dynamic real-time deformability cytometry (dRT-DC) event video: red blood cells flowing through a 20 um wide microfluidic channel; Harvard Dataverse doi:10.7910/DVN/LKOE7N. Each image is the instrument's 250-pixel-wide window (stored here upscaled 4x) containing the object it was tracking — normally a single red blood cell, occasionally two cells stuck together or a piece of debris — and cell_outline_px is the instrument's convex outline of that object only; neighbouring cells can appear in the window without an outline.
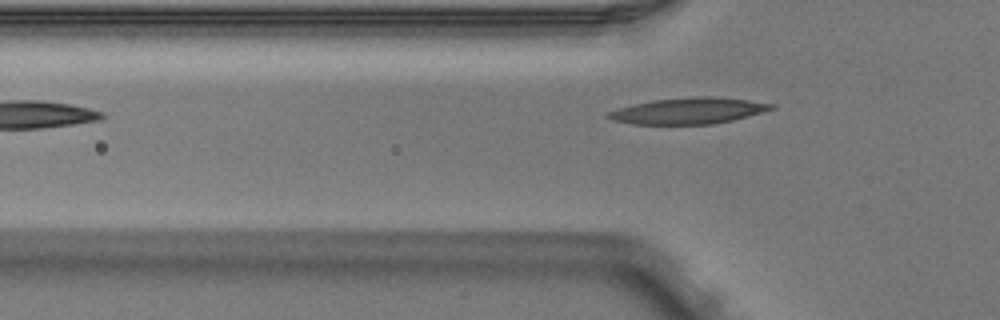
{"species": "Egyptian fruit bat (a non-hibernating species)", "species_latin": "Rousettus aegyptiacus", "temperature_condition": "warm", "stored_images_in_passage": 5, "camera_frame_rate_fps": 3000, "um_per_image_px": 0.085, "animal": {"sex": "male"}, "frame": {"image": 1, "passage_image": 5, "time_ms": 1.333, "image_size_px": [1000, 320], "cell_outline_px": [[776, 108], [748, 116], [732, 120], [712, 124], [632, 124], [612, 120], [604, 116], [608, 112], [616, 108], [632, 104], [652, 100], [696, 96], [712, 96], [748, 100], [776, 104]], "centroid_in_image_um": [58.49, 9.41], "position_along_channel_um": 67.3, "area_um2": 25.03}}